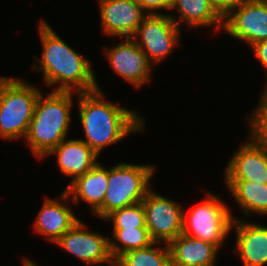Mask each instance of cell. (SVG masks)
<instances>
[{"label":"cell","instance_id":"cell-1","mask_svg":"<svg viewBox=\"0 0 267 266\" xmlns=\"http://www.w3.org/2000/svg\"><path fill=\"white\" fill-rule=\"evenodd\" d=\"M42 57L33 70L43 71L45 84L53 91L87 93L101 90L91 62L63 41L47 22L39 23ZM58 84V86H57Z\"/></svg>","mask_w":267,"mask_h":266},{"label":"cell","instance_id":"cell-2","mask_svg":"<svg viewBox=\"0 0 267 266\" xmlns=\"http://www.w3.org/2000/svg\"><path fill=\"white\" fill-rule=\"evenodd\" d=\"M79 119L85 142L98 156L102 149L145 128L136 111L121 107L104 99L102 90L78 93Z\"/></svg>","mask_w":267,"mask_h":266},{"label":"cell","instance_id":"cell-3","mask_svg":"<svg viewBox=\"0 0 267 266\" xmlns=\"http://www.w3.org/2000/svg\"><path fill=\"white\" fill-rule=\"evenodd\" d=\"M74 92L52 91L37 98L33 117L25 140L34 156L39 159L67 138L71 123Z\"/></svg>","mask_w":267,"mask_h":266},{"label":"cell","instance_id":"cell-4","mask_svg":"<svg viewBox=\"0 0 267 266\" xmlns=\"http://www.w3.org/2000/svg\"><path fill=\"white\" fill-rule=\"evenodd\" d=\"M41 91L18 78L0 77V137L25 138Z\"/></svg>","mask_w":267,"mask_h":266},{"label":"cell","instance_id":"cell-5","mask_svg":"<svg viewBox=\"0 0 267 266\" xmlns=\"http://www.w3.org/2000/svg\"><path fill=\"white\" fill-rule=\"evenodd\" d=\"M153 165L119 163L108 169V186L103 204L93 213L105 218L111 212L143 201L151 189L155 172Z\"/></svg>","mask_w":267,"mask_h":266},{"label":"cell","instance_id":"cell-6","mask_svg":"<svg viewBox=\"0 0 267 266\" xmlns=\"http://www.w3.org/2000/svg\"><path fill=\"white\" fill-rule=\"evenodd\" d=\"M234 216L229 208L216 195L207 193L206 200L185 213L183 232L214 244L221 249L228 233L232 230Z\"/></svg>","mask_w":267,"mask_h":266},{"label":"cell","instance_id":"cell-7","mask_svg":"<svg viewBox=\"0 0 267 266\" xmlns=\"http://www.w3.org/2000/svg\"><path fill=\"white\" fill-rule=\"evenodd\" d=\"M179 28L168 14H148L131 38L152 65L158 64L179 43Z\"/></svg>","mask_w":267,"mask_h":266},{"label":"cell","instance_id":"cell-8","mask_svg":"<svg viewBox=\"0 0 267 266\" xmlns=\"http://www.w3.org/2000/svg\"><path fill=\"white\" fill-rule=\"evenodd\" d=\"M146 227L154 242L169 244L183 232L184 209L152 189L142 201Z\"/></svg>","mask_w":267,"mask_h":266},{"label":"cell","instance_id":"cell-9","mask_svg":"<svg viewBox=\"0 0 267 266\" xmlns=\"http://www.w3.org/2000/svg\"><path fill=\"white\" fill-rule=\"evenodd\" d=\"M223 28L250 46L267 40V0H244L223 17Z\"/></svg>","mask_w":267,"mask_h":266},{"label":"cell","instance_id":"cell-10","mask_svg":"<svg viewBox=\"0 0 267 266\" xmlns=\"http://www.w3.org/2000/svg\"><path fill=\"white\" fill-rule=\"evenodd\" d=\"M83 223L79 219L55 243L89 265L108 263L110 266H114L109 249L110 238L100 235L99 232L86 231V225Z\"/></svg>","mask_w":267,"mask_h":266},{"label":"cell","instance_id":"cell-11","mask_svg":"<svg viewBox=\"0 0 267 266\" xmlns=\"http://www.w3.org/2000/svg\"><path fill=\"white\" fill-rule=\"evenodd\" d=\"M104 50L115 73L134 87L139 88L150 80L153 66L131 37H125L122 43Z\"/></svg>","mask_w":267,"mask_h":266},{"label":"cell","instance_id":"cell-12","mask_svg":"<svg viewBox=\"0 0 267 266\" xmlns=\"http://www.w3.org/2000/svg\"><path fill=\"white\" fill-rule=\"evenodd\" d=\"M104 34L132 37L148 13L136 0H98Z\"/></svg>","mask_w":267,"mask_h":266},{"label":"cell","instance_id":"cell-13","mask_svg":"<svg viewBox=\"0 0 267 266\" xmlns=\"http://www.w3.org/2000/svg\"><path fill=\"white\" fill-rule=\"evenodd\" d=\"M251 141L242 144L225 167L224 180L267 184V146Z\"/></svg>","mask_w":267,"mask_h":266},{"label":"cell","instance_id":"cell-14","mask_svg":"<svg viewBox=\"0 0 267 266\" xmlns=\"http://www.w3.org/2000/svg\"><path fill=\"white\" fill-rule=\"evenodd\" d=\"M236 228L235 251L243 266L267 264V226L244 222L234 217L232 228Z\"/></svg>","mask_w":267,"mask_h":266},{"label":"cell","instance_id":"cell-15","mask_svg":"<svg viewBox=\"0 0 267 266\" xmlns=\"http://www.w3.org/2000/svg\"><path fill=\"white\" fill-rule=\"evenodd\" d=\"M108 186V169L98 163L86 174L70 182L61 194L62 202L71 197L74 204L85 201L91 205L92 214L103 204Z\"/></svg>","mask_w":267,"mask_h":266},{"label":"cell","instance_id":"cell-16","mask_svg":"<svg viewBox=\"0 0 267 266\" xmlns=\"http://www.w3.org/2000/svg\"><path fill=\"white\" fill-rule=\"evenodd\" d=\"M57 155V163L62 173L72 178L83 176L98 162V155L81 139H64L46 156Z\"/></svg>","mask_w":267,"mask_h":266},{"label":"cell","instance_id":"cell-17","mask_svg":"<svg viewBox=\"0 0 267 266\" xmlns=\"http://www.w3.org/2000/svg\"><path fill=\"white\" fill-rule=\"evenodd\" d=\"M171 266H215L219 249L201 239L179 235L169 244Z\"/></svg>","mask_w":267,"mask_h":266},{"label":"cell","instance_id":"cell-18","mask_svg":"<svg viewBox=\"0 0 267 266\" xmlns=\"http://www.w3.org/2000/svg\"><path fill=\"white\" fill-rule=\"evenodd\" d=\"M78 220L65 203L47 197L33 224L38 234L55 244Z\"/></svg>","mask_w":267,"mask_h":266},{"label":"cell","instance_id":"cell-19","mask_svg":"<svg viewBox=\"0 0 267 266\" xmlns=\"http://www.w3.org/2000/svg\"><path fill=\"white\" fill-rule=\"evenodd\" d=\"M173 9L180 14L179 19L173 14L169 16L179 27L180 22H186L190 28L214 25L216 30L223 29V17L209 0H174Z\"/></svg>","mask_w":267,"mask_h":266},{"label":"cell","instance_id":"cell-20","mask_svg":"<svg viewBox=\"0 0 267 266\" xmlns=\"http://www.w3.org/2000/svg\"><path fill=\"white\" fill-rule=\"evenodd\" d=\"M225 184L245 216L251 213L267 216V184L247 180H225Z\"/></svg>","mask_w":267,"mask_h":266},{"label":"cell","instance_id":"cell-21","mask_svg":"<svg viewBox=\"0 0 267 266\" xmlns=\"http://www.w3.org/2000/svg\"><path fill=\"white\" fill-rule=\"evenodd\" d=\"M160 244L154 242L146 248L127 251L114 261V266H171L169 246L165 244L163 248Z\"/></svg>","mask_w":267,"mask_h":266},{"label":"cell","instance_id":"cell-22","mask_svg":"<svg viewBox=\"0 0 267 266\" xmlns=\"http://www.w3.org/2000/svg\"><path fill=\"white\" fill-rule=\"evenodd\" d=\"M111 238L115 239L114 241L109 239V249L114 261L127 251L143 249L154 243L147 227L113 229Z\"/></svg>","mask_w":267,"mask_h":266},{"label":"cell","instance_id":"cell-23","mask_svg":"<svg viewBox=\"0 0 267 266\" xmlns=\"http://www.w3.org/2000/svg\"><path fill=\"white\" fill-rule=\"evenodd\" d=\"M104 219V221L110 220L113 223V229L146 227L145 210L142 202L115 210Z\"/></svg>","mask_w":267,"mask_h":266},{"label":"cell","instance_id":"cell-24","mask_svg":"<svg viewBox=\"0 0 267 266\" xmlns=\"http://www.w3.org/2000/svg\"><path fill=\"white\" fill-rule=\"evenodd\" d=\"M260 101L249 119L250 138L259 144L267 146V86Z\"/></svg>","mask_w":267,"mask_h":266},{"label":"cell","instance_id":"cell-25","mask_svg":"<svg viewBox=\"0 0 267 266\" xmlns=\"http://www.w3.org/2000/svg\"><path fill=\"white\" fill-rule=\"evenodd\" d=\"M148 14H159L158 9L171 10L174 0H136Z\"/></svg>","mask_w":267,"mask_h":266},{"label":"cell","instance_id":"cell-26","mask_svg":"<svg viewBox=\"0 0 267 266\" xmlns=\"http://www.w3.org/2000/svg\"><path fill=\"white\" fill-rule=\"evenodd\" d=\"M244 0H209L217 12L224 17L230 10L241 4Z\"/></svg>","mask_w":267,"mask_h":266},{"label":"cell","instance_id":"cell-27","mask_svg":"<svg viewBox=\"0 0 267 266\" xmlns=\"http://www.w3.org/2000/svg\"><path fill=\"white\" fill-rule=\"evenodd\" d=\"M251 47L255 52L254 54L261 63V66H263L264 70L267 71V40L259 41L253 44Z\"/></svg>","mask_w":267,"mask_h":266},{"label":"cell","instance_id":"cell-28","mask_svg":"<svg viewBox=\"0 0 267 266\" xmlns=\"http://www.w3.org/2000/svg\"><path fill=\"white\" fill-rule=\"evenodd\" d=\"M23 266H38L36 263L29 260L27 257L23 260Z\"/></svg>","mask_w":267,"mask_h":266}]
</instances>
